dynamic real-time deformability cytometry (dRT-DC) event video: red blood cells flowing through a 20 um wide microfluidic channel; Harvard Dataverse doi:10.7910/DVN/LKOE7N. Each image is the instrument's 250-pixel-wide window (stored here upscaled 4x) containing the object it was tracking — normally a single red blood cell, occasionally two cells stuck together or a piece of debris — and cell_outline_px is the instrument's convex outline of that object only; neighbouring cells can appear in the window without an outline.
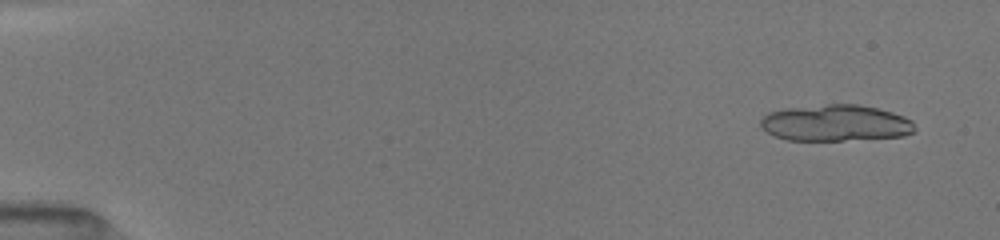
{"species": "common noctule bat (a hibernating species)", "species_latin": "Nyctalus noctula", "temperature_condition": "room temperature", "stored_images_in_passage": 21, "camera_frame_rate_fps": 3000, "um_per_image_px": 0.085, "animal": {"sex": "female", "body_mass_g": 19.5, "forearm_length_mm": 54.1}, "frame": {"image": 1, "passage_image": 2, "time_ms": 0.333, "image_size_px": [1000, 240], "cell_outline_px": [[916, 128], [912, 132], [904, 136], [844, 140], [788, 140], [776, 136], [768, 132], [760, 124], [760, 120], [768, 112], [784, 108], [828, 104], [860, 104], [892, 112], [904, 116], [912, 120]], "centroid_in_image_um": [71.04, 10.44], "position_along_channel_um": 14.0, "area_um2": 32.66}}
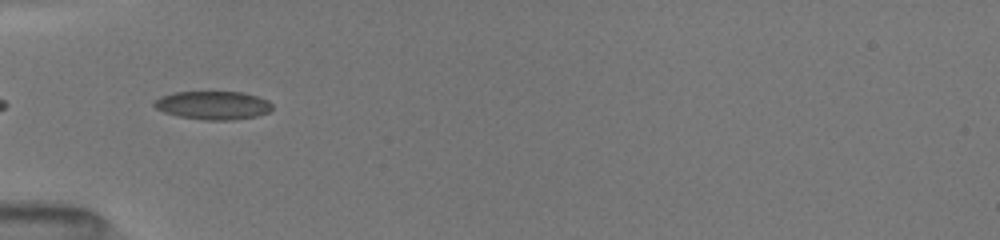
{"frame": {"image": 2, "passage_image": 15, "time_ms": 5.333, "image_size_px": [1000, 240], "cell_outline_px": [[272, 108], [268, 112], [256, 116], [232, 120], [204, 120], [180, 116], [164, 112], [156, 108], [152, 104], [160, 96], [176, 92], [244, 92], [268, 100], [272, 104]], "centroid_in_image_um": [18.11, 8.95], "position_along_channel_um": 66.9, "area_um2": 19.42}}